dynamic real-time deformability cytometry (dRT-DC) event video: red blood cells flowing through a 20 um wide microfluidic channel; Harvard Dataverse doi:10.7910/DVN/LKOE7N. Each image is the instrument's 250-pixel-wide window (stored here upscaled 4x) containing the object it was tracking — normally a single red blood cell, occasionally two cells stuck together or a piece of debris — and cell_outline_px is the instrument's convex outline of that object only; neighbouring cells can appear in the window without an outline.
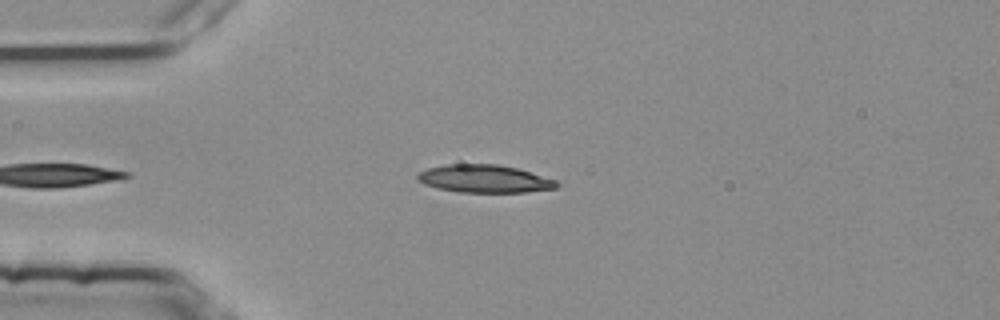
{"species": "common noctule bat (a hibernating species)", "species_latin": "Nyctalus noctula", "temperature_condition": "room temperature", "stored_images_in_passage": 4, "camera_frame_rate_fps": 3000, "um_per_image_px": 0.085, "animal": {"sex": "female", "body_mass_g": 25.1}, "frame": {"image": 1, "passage_image": 4, "time_ms": 1.0, "image_size_px": [1000, 320], "cell_outline_px": [[560, 184], [556, 188], [524, 192], [460, 192], [436, 188], [424, 184], [416, 180], [416, 176], [420, 172], [428, 168], [444, 164], [496, 164], [516, 168], [556, 180]], "centroid_in_image_um": [41.14, 15.19], "position_along_channel_um": 43.9, "area_um2": 22.48}}